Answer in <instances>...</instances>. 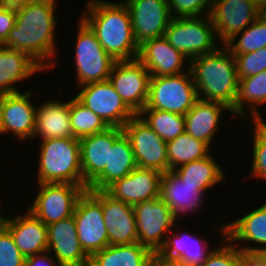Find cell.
Wrapping results in <instances>:
<instances>
[{
    "label": "cell",
    "instance_id": "1",
    "mask_svg": "<svg viewBox=\"0 0 266 266\" xmlns=\"http://www.w3.org/2000/svg\"><path fill=\"white\" fill-rule=\"evenodd\" d=\"M56 0H32L16 6L15 25L3 46L25 52L44 71L53 69L57 62L55 32L57 26Z\"/></svg>",
    "mask_w": 266,
    "mask_h": 266
},
{
    "label": "cell",
    "instance_id": "2",
    "mask_svg": "<svg viewBox=\"0 0 266 266\" xmlns=\"http://www.w3.org/2000/svg\"><path fill=\"white\" fill-rule=\"evenodd\" d=\"M80 18L95 33L114 61L137 59L139 45L133 35L131 15L124 2L88 0Z\"/></svg>",
    "mask_w": 266,
    "mask_h": 266
},
{
    "label": "cell",
    "instance_id": "3",
    "mask_svg": "<svg viewBox=\"0 0 266 266\" xmlns=\"http://www.w3.org/2000/svg\"><path fill=\"white\" fill-rule=\"evenodd\" d=\"M189 63L198 97L224 104L232 110L239 79L231 52L224 45H219L215 52L194 57Z\"/></svg>",
    "mask_w": 266,
    "mask_h": 266
},
{
    "label": "cell",
    "instance_id": "4",
    "mask_svg": "<svg viewBox=\"0 0 266 266\" xmlns=\"http://www.w3.org/2000/svg\"><path fill=\"white\" fill-rule=\"evenodd\" d=\"M40 144L37 183L84 185L79 139L51 138Z\"/></svg>",
    "mask_w": 266,
    "mask_h": 266
},
{
    "label": "cell",
    "instance_id": "5",
    "mask_svg": "<svg viewBox=\"0 0 266 266\" xmlns=\"http://www.w3.org/2000/svg\"><path fill=\"white\" fill-rule=\"evenodd\" d=\"M164 37L189 61L194 57L215 52L219 48L209 15L172 18Z\"/></svg>",
    "mask_w": 266,
    "mask_h": 266
},
{
    "label": "cell",
    "instance_id": "6",
    "mask_svg": "<svg viewBox=\"0 0 266 266\" xmlns=\"http://www.w3.org/2000/svg\"><path fill=\"white\" fill-rule=\"evenodd\" d=\"M198 99L189 69L178 75L151 76L148 98L143 109H157L184 116Z\"/></svg>",
    "mask_w": 266,
    "mask_h": 266
},
{
    "label": "cell",
    "instance_id": "7",
    "mask_svg": "<svg viewBox=\"0 0 266 266\" xmlns=\"http://www.w3.org/2000/svg\"><path fill=\"white\" fill-rule=\"evenodd\" d=\"M74 63L76 84L83 86L109 79L114 59L103 49L95 33L79 17Z\"/></svg>",
    "mask_w": 266,
    "mask_h": 266
},
{
    "label": "cell",
    "instance_id": "8",
    "mask_svg": "<svg viewBox=\"0 0 266 266\" xmlns=\"http://www.w3.org/2000/svg\"><path fill=\"white\" fill-rule=\"evenodd\" d=\"M73 217L81 248L89 257L109 245L102 212V190H85L78 198Z\"/></svg>",
    "mask_w": 266,
    "mask_h": 266
},
{
    "label": "cell",
    "instance_id": "9",
    "mask_svg": "<svg viewBox=\"0 0 266 266\" xmlns=\"http://www.w3.org/2000/svg\"><path fill=\"white\" fill-rule=\"evenodd\" d=\"M38 194L28 210L46 226L73 216L78 198L87 188L84 185L37 183Z\"/></svg>",
    "mask_w": 266,
    "mask_h": 266
},
{
    "label": "cell",
    "instance_id": "10",
    "mask_svg": "<svg viewBox=\"0 0 266 266\" xmlns=\"http://www.w3.org/2000/svg\"><path fill=\"white\" fill-rule=\"evenodd\" d=\"M133 208L136 217L138 243L153 253L159 252L168 233L173 230V227H176V224L178 226L172 210L160 197L137 203Z\"/></svg>",
    "mask_w": 266,
    "mask_h": 266
},
{
    "label": "cell",
    "instance_id": "11",
    "mask_svg": "<svg viewBox=\"0 0 266 266\" xmlns=\"http://www.w3.org/2000/svg\"><path fill=\"white\" fill-rule=\"evenodd\" d=\"M81 104L98 115L109 127L122 128L136 114L126 105L109 80L77 87Z\"/></svg>",
    "mask_w": 266,
    "mask_h": 266
},
{
    "label": "cell",
    "instance_id": "12",
    "mask_svg": "<svg viewBox=\"0 0 266 266\" xmlns=\"http://www.w3.org/2000/svg\"><path fill=\"white\" fill-rule=\"evenodd\" d=\"M134 152L137 166L160 173L168 171L167 143L137 114L123 127Z\"/></svg>",
    "mask_w": 266,
    "mask_h": 266
},
{
    "label": "cell",
    "instance_id": "13",
    "mask_svg": "<svg viewBox=\"0 0 266 266\" xmlns=\"http://www.w3.org/2000/svg\"><path fill=\"white\" fill-rule=\"evenodd\" d=\"M151 74L137 58L115 61L109 81L126 105L137 115L146 105Z\"/></svg>",
    "mask_w": 266,
    "mask_h": 266
},
{
    "label": "cell",
    "instance_id": "14",
    "mask_svg": "<svg viewBox=\"0 0 266 266\" xmlns=\"http://www.w3.org/2000/svg\"><path fill=\"white\" fill-rule=\"evenodd\" d=\"M209 17L218 44L225 45L258 19V7L250 0H213Z\"/></svg>",
    "mask_w": 266,
    "mask_h": 266
},
{
    "label": "cell",
    "instance_id": "15",
    "mask_svg": "<svg viewBox=\"0 0 266 266\" xmlns=\"http://www.w3.org/2000/svg\"><path fill=\"white\" fill-rule=\"evenodd\" d=\"M138 45L148 39L164 36L172 19L167 0H124Z\"/></svg>",
    "mask_w": 266,
    "mask_h": 266
},
{
    "label": "cell",
    "instance_id": "16",
    "mask_svg": "<svg viewBox=\"0 0 266 266\" xmlns=\"http://www.w3.org/2000/svg\"><path fill=\"white\" fill-rule=\"evenodd\" d=\"M32 92L2 95L1 134L12 133L17 139H33L37 106L31 101Z\"/></svg>",
    "mask_w": 266,
    "mask_h": 266
},
{
    "label": "cell",
    "instance_id": "17",
    "mask_svg": "<svg viewBox=\"0 0 266 266\" xmlns=\"http://www.w3.org/2000/svg\"><path fill=\"white\" fill-rule=\"evenodd\" d=\"M47 250L61 266H89L90 257L81 248L74 217L47 226Z\"/></svg>",
    "mask_w": 266,
    "mask_h": 266
},
{
    "label": "cell",
    "instance_id": "18",
    "mask_svg": "<svg viewBox=\"0 0 266 266\" xmlns=\"http://www.w3.org/2000/svg\"><path fill=\"white\" fill-rule=\"evenodd\" d=\"M137 58L151 76L178 75L189 70V60L173 48L164 36L148 39L140 44ZM185 61L187 63H184Z\"/></svg>",
    "mask_w": 266,
    "mask_h": 266
},
{
    "label": "cell",
    "instance_id": "19",
    "mask_svg": "<svg viewBox=\"0 0 266 266\" xmlns=\"http://www.w3.org/2000/svg\"><path fill=\"white\" fill-rule=\"evenodd\" d=\"M123 133L122 128L108 127L106 130L79 139L81 168L84 186H88L108 166L109 147Z\"/></svg>",
    "mask_w": 266,
    "mask_h": 266
},
{
    "label": "cell",
    "instance_id": "20",
    "mask_svg": "<svg viewBox=\"0 0 266 266\" xmlns=\"http://www.w3.org/2000/svg\"><path fill=\"white\" fill-rule=\"evenodd\" d=\"M161 177L162 173L159 171L137 167L105 191L113 198L134 206L137 203L160 197Z\"/></svg>",
    "mask_w": 266,
    "mask_h": 266
},
{
    "label": "cell",
    "instance_id": "21",
    "mask_svg": "<svg viewBox=\"0 0 266 266\" xmlns=\"http://www.w3.org/2000/svg\"><path fill=\"white\" fill-rule=\"evenodd\" d=\"M102 212L109 245L138 242L136 217L132 205L117 200L102 190Z\"/></svg>",
    "mask_w": 266,
    "mask_h": 266
},
{
    "label": "cell",
    "instance_id": "22",
    "mask_svg": "<svg viewBox=\"0 0 266 266\" xmlns=\"http://www.w3.org/2000/svg\"><path fill=\"white\" fill-rule=\"evenodd\" d=\"M204 194L202 190H199V185L183 182L173 170L162 174L160 198L172 210L176 222L182 217L181 215L199 212L205 204Z\"/></svg>",
    "mask_w": 266,
    "mask_h": 266
},
{
    "label": "cell",
    "instance_id": "23",
    "mask_svg": "<svg viewBox=\"0 0 266 266\" xmlns=\"http://www.w3.org/2000/svg\"><path fill=\"white\" fill-rule=\"evenodd\" d=\"M16 216H4L2 225L11 234L21 254L26 258L47 251V226L28 209L24 215Z\"/></svg>",
    "mask_w": 266,
    "mask_h": 266
},
{
    "label": "cell",
    "instance_id": "24",
    "mask_svg": "<svg viewBox=\"0 0 266 266\" xmlns=\"http://www.w3.org/2000/svg\"><path fill=\"white\" fill-rule=\"evenodd\" d=\"M225 229L226 238L243 253L254 254L266 250V202L246 215L226 223ZM238 241L242 244L252 242L256 247L251 246L252 243L249 246L238 244Z\"/></svg>",
    "mask_w": 266,
    "mask_h": 266
},
{
    "label": "cell",
    "instance_id": "25",
    "mask_svg": "<svg viewBox=\"0 0 266 266\" xmlns=\"http://www.w3.org/2000/svg\"><path fill=\"white\" fill-rule=\"evenodd\" d=\"M46 100L36 108V121L33 139L73 137L70 122V99Z\"/></svg>",
    "mask_w": 266,
    "mask_h": 266
},
{
    "label": "cell",
    "instance_id": "26",
    "mask_svg": "<svg viewBox=\"0 0 266 266\" xmlns=\"http://www.w3.org/2000/svg\"><path fill=\"white\" fill-rule=\"evenodd\" d=\"M232 114L229 107L224 104L198 99L194 106L184 115L185 131L192 137L204 141L209 146L217 134L222 121V112Z\"/></svg>",
    "mask_w": 266,
    "mask_h": 266
},
{
    "label": "cell",
    "instance_id": "27",
    "mask_svg": "<svg viewBox=\"0 0 266 266\" xmlns=\"http://www.w3.org/2000/svg\"><path fill=\"white\" fill-rule=\"evenodd\" d=\"M43 70L25 52L0 45V94L20 92V89L14 86L18 84L16 82L28 80L32 75Z\"/></svg>",
    "mask_w": 266,
    "mask_h": 266
},
{
    "label": "cell",
    "instance_id": "28",
    "mask_svg": "<svg viewBox=\"0 0 266 266\" xmlns=\"http://www.w3.org/2000/svg\"><path fill=\"white\" fill-rule=\"evenodd\" d=\"M137 167L130 141L123 132L114 141L113 147H109L108 166H105L103 172L88 186L87 190H106Z\"/></svg>",
    "mask_w": 266,
    "mask_h": 266
},
{
    "label": "cell",
    "instance_id": "29",
    "mask_svg": "<svg viewBox=\"0 0 266 266\" xmlns=\"http://www.w3.org/2000/svg\"><path fill=\"white\" fill-rule=\"evenodd\" d=\"M173 232L172 230L171 235L170 232L168 233V238L159 253L170 258L184 260L190 266L203 265L212 252L207 246L208 240L185 231L176 232L175 235Z\"/></svg>",
    "mask_w": 266,
    "mask_h": 266
},
{
    "label": "cell",
    "instance_id": "30",
    "mask_svg": "<svg viewBox=\"0 0 266 266\" xmlns=\"http://www.w3.org/2000/svg\"><path fill=\"white\" fill-rule=\"evenodd\" d=\"M263 104H266V70L239 79L238 93L233 109L231 110L232 114L243 119L250 117L252 121L264 120L257 108ZM248 108L250 116L245 113Z\"/></svg>",
    "mask_w": 266,
    "mask_h": 266
},
{
    "label": "cell",
    "instance_id": "31",
    "mask_svg": "<svg viewBox=\"0 0 266 266\" xmlns=\"http://www.w3.org/2000/svg\"><path fill=\"white\" fill-rule=\"evenodd\" d=\"M153 252L138 242L108 245L90 257L89 266H151Z\"/></svg>",
    "mask_w": 266,
    "mask_h": 266
},
{
    "label": "cell",
    "instance_id": "32",
    "mask_svg": "<svg viewBox=\"0 0 266 266\" xmlns=\"http://www.w3.org/2000/svg\"><path fill=\"white\" fill-rule=\"evenodd\" d=\"M220 167L218 161L209 154L199 160L182 164L173 169V171L183 180V182L190 185H199V190H202L205 195L209 188L217 185L225 179V171Z\"/></svg>",
    "mask_w": 266,
    "mask_h": 266
},
{
    "label": "cell",
    "instance_id": "33",
    "mask_svg": "<svg viewBox=\"0 0 266 266\" xmlns=\"http://www.w3.org/2000/svg\"><path fill=\"white\" fill-rule=\"evenodd\" d=\"M211 150L207 143L192 137L185 131L174 140L167 142L168 171L207 157Z\"/></svg>",
    "mask_w": 266,
    "mask_h": 266
},
{
    "label": "cell",
    "instance_id": "34",
    "mask_svg": "<svg viewBox=\"0 0 266 266\" xmlns=\"http://www.w3.org/2000/svg\"><path fill=\"white\" fill-rule=\"evenodd\" d=\"M141 119L166 143L185 132V117L157 109H143Z\"/></svg>",
    "mask_w": 266,
    "mask_h": 266
},
{
    "label": "cell",
    "instance_id": "35",
    "mask_svg": "<svg viewBox=\"0 0 266 266\" xmlns=\"http://www.w3.org/2000/svg\"><path fill=\"white\" fill-rule=\"evenodd\" d=\"M70 122L73 137L77 139L102 132L109 127L75 97L70 98Z\"/></svg>",
    "mask_w": 266,
    "mask_h": 266
},
{
    "label": "cell",
    "instance_id": "36",
    "mask_svg": "<svg viewBox=\"0 0 266 266\" xmlns=\"http://www.w3.org/2000/svg\"><path fill=\"white\" fill-rule=\"evenodd\" d=\"M224 46L232 55L250 53L266 47V23L257 19L242 32L236 34Z\"/></svg>",
    "mask_w": 266,
    "mask_h": 266
},
{
    "label": "cell",
    "instance_id": "37",
    "mask_svg": "<svg viewBox=\"0 0 266 266\" xmlns=\"http://www.w3.org/2000/svg\"><path fill=\"white\" fill-rule=\"evenodd\" d=\"M252 167L249 173L254 178L266 181V122L265 120L252 121Z\"/></svg>",
    "mask_w": 266,
    "mask_h": 266
},
{
    "label": "cell",
    "instance_id": "38",
    "mask_svg": "<svg viewBox=\"0 0 266 266\" xmlns=\"http://www.w3.org/2000/svg\"><path fill=\"white\" fill-rule=\"evenodd\" d=\"M219 227V233L224 236L223 245L217 249H212L205 263L201 266H241L244 253L226 238L225 223ZM227 243V244H226Z\"/></svg>",
    "mask_w": 266,
    "mask_h": 266
},
{
    "label": "cell",
    "instance_id": "39",
    "mask_svg": "<svg viewBox=\"0 0 266 266\" xmlns=\"http://www.w3.org/2000/svg\"><path fill=\"white\" fill-rule=\"evenodd\" d=\"M236 63L238 79L266 70V47L250 53L232 55Z\"/></svg>",
    "mask_w": 266,
    "mask_h": 266
},
{
    "label": "cell",
    "instance_id": "40",
    "mask_svg": "<svg viewBox=\"0 0 266 266\" xmlns=\"http://www.w3.org/2000/svg\"><path fill=\"white\" fill-rule=\"evenodd\" d=\"M213 0H167L172 18L209 15Z\"/></svg>",
    "mask_w": 266,
    "mask_h": 266
},
{
    "label": "cell",
    "instance_id": "41",
    "mask_svg": "<svg viewBox=\"0 0 266 266\" xmlns=\"http://www.w3.org/2000/svg\"><path fill=\"white\" fill-rule=\"evenodd\" d=\"M25 257L21 254L9 231L0 226V266H24Z\"/></svg>",
    "mask_w": 266,
    "mask_h": 266
},
{
    "label": "cell",
    "instance_id": "42",
    "mask_svg": "<svg viewBox=\"0 0 266 266\" xmlns=\"http://www.w3.org/2000/svg\"><path fill=\"white\" fill-rule=\"evenodd\" d=\"M15 21L16 6L0 4V45L7 39Z\"/></svg>",
    "mask_w": 266,
    "mask_h": 266
},
{
    "label": "cell",
    "instance_id": "43",
    "mask_svg": "<svg viewBox=\"0 0 266 266\" xmlns=\"http://www.w3.org/2000/svg\"><path fill=\"white\" fill-rule=\"evenodd\" d=\"M24 266H61L47 250L25 258Z\"/></svg>",
    "mask_w": 266,
    "mask_h": 266
},
{
    "label": "cell",
    "instance_id": "44",
    "mask_svg": "<svg viewBox=\"0 0 266 266\" xmlns=\"http://www.w3.org/2000/svg\"><path fill=\"white\" fill-rule=\"evenodd\" d=\"M151 266H190L184 260L179 258H170L161 255L159 252H154L152 256Z\"/></svg>",
    "mask_w": 266,
    "mask_h": 266
},
{
    "label": "cell",
    "instance_id": "45",
    "mask_svg": "<svg viewBox=\"0 0 266 266\" xmlns=\"http://www.w3.org/2000/svg\"><path fill=\"white\" fill-rule=\"evenodd\" d=\"M241 266H264V265L254 254L244 253L242 257Z\"/></svg>",
    "mask_w": 266,
    "mask_h": 266
},
{
    "label": "cell",
    "instance_id": "46",
    "mask_svg": "<svg viewBox=\"0 0 266 266\" xmlns=\"http://www.w3.org/2000/svg\"><path fill=\"white\" fill-rule=\"evenodd\" d=\"M32 0H0V4L9 6H19Z\"/></svg>",
    "mask_w": 266,
    "mask_h": 266
},
{
    "label": "cell",
    "instance_id": "47",
    "mask_svg": "<svg viewBox=\"0 0 266 266\" xmlns=\"http://www.w3.org/2000/svg\"><path fill=\"white\" fill-rule=\"evenodd\" d=\"M258 19L266 23V2L258 7Z\"/></svg>",
    "mask_w": 266,
    "mask_h": 266
},
{
    "label": "cell",
    "instance_id": "48",
    "mask_svg": "<svg viewBox=\"0 0 266 266\" xmlns=\"http://www.w3.org/2000/svg\"><path fill=\"white\" fill-rule=\"evenodd\" d=\"M254 255L266 266V250L256 252Z\"/></svg>",
    "mask_w": 266,
    "mask_h": 266
},
{
    "label": "cell",
    "instance_id": "49",
    "mask_svg": "<svg viewBox=\"0 0 266 266\" xmlns=\"http://www.w3.org/2000/svg\"><path fill=\"white\" fill-rule=\"evenodd\" d=\"M253 4H255L257 7L262 5L263 3L266 2V0H250Z\"/></svg>",
    "mask_w": 266,
    "mask_h": 266
},
{
    "label": "cell",
    "instance_id": "50",
    "mask_svg": "<svg viewBox=\"0 0 266 266\" xmlns=\"http://www.w3.org/2000/svg\"><path fill=\"white\" fill-rule=\"evenodd\" d=\"M1 105H2V94H0V135H1Z\"/></svg>",
    "mask_w": 266,
    "mask_h": 266
},
{
    "label": "cell",
    "instance_id": "51",
    "mask_svg": "<svg viewBox=\"0 0 266 266\" xmlns=\"http://www.w3.org/2000/svg\"><path fill=\"white\" fill-rule=\"evenodd\" d=\"M3 218L4 216H0V226L2 225Z\"/></svg>",
    "mask_w": 266,
    "mask_h": 266
}]
</instances>
